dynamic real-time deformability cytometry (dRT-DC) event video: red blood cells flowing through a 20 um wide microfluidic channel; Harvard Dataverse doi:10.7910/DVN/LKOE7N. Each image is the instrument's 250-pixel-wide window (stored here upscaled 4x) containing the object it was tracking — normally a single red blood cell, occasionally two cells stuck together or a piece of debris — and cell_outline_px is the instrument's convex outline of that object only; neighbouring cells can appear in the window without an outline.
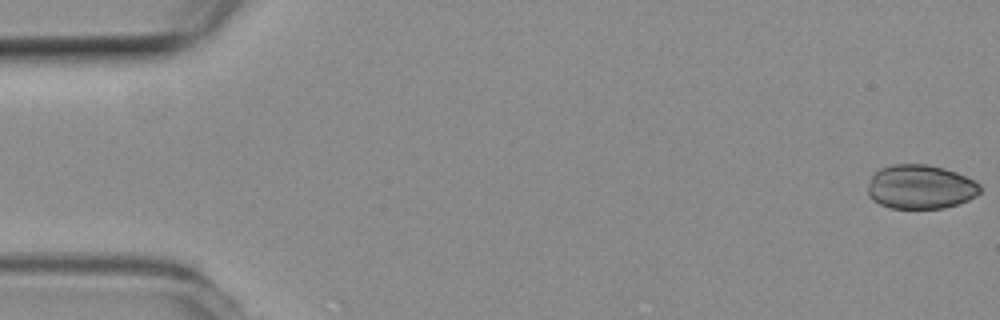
{"species": "common noctule bat (a hibernating species)", "species_latin": "Nyctalus noctula", "temperature_condition": "room temperature", "stored_images_in_passage": 20, "camera_frame_rate_fps": 3000, "um_per_image_px": 0.085, "animal": {"sex": "female", "body_mass_g": 19.3, "forearm_length_mm": 54.1}, "frame": {"image": 1, "passage_image": 1, "time_ms": 0.0, "image_size_px": [1000, 320], "cell_outline_px": [[980, 192], [976, 196], [968, 200], [956, 204], [940, 208], [888, 208], [872, 200], [868, 196], [868, 188], [872, 176], [880, 168], [892, 164], [928, 164], [944, 168], [956, 172], [980, 184]], "centroid_in_image_um": [78.22, 15.88], "position_along_channel_um": 6.8, "area_um2": 28.78}}
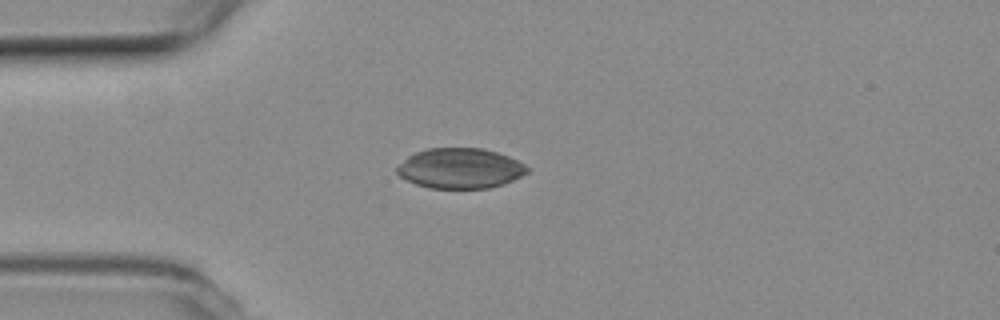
{"frame": {"image": 2, "passage_image": 14, "time_ms": 4.333, "image_size_px": [1000, 320], "cell_outline_px": [[528, 172], [504, 184], [488, 188], [428, 188], [416, 184], [400, 176], [396, 172], [396, 168], [408, 156], [416, 152], [428, 148], [484, 148], [508, 156], [524, 164], [528, 168]], "centroid_in_image_um": [39.1, 14.31], "position_along_channel_um": 45.9, "area_um2": 30.35}}
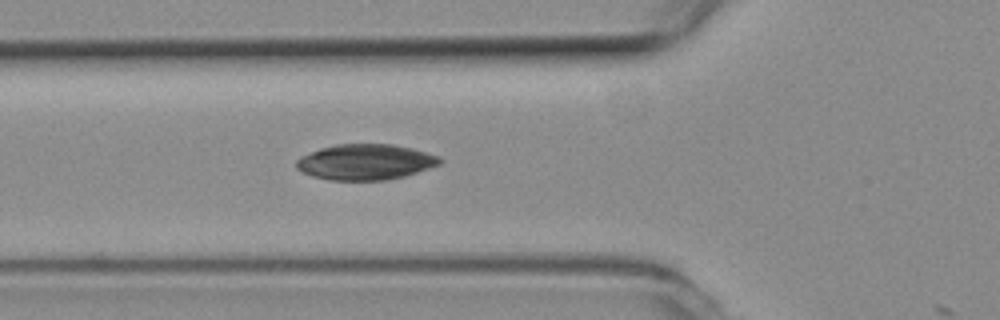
{"frame": {"image": 3, "passage_image": 19, "time_ms": 6.0, "image_size_px": [1000, 320], "cell_outline_px": [[444, 160], [440, 164], [404, 176], [388, 180], [328, 180], [312, 176], [296, 168], [296, 160], [300, 156], [320, 148], [336, 144], [392, 144], [412, 148], [440, 156]], "centroid_in_image_um": [31.06, 13.76], "position_along_channel_um": 94.7, "area_um2": 29.88}}